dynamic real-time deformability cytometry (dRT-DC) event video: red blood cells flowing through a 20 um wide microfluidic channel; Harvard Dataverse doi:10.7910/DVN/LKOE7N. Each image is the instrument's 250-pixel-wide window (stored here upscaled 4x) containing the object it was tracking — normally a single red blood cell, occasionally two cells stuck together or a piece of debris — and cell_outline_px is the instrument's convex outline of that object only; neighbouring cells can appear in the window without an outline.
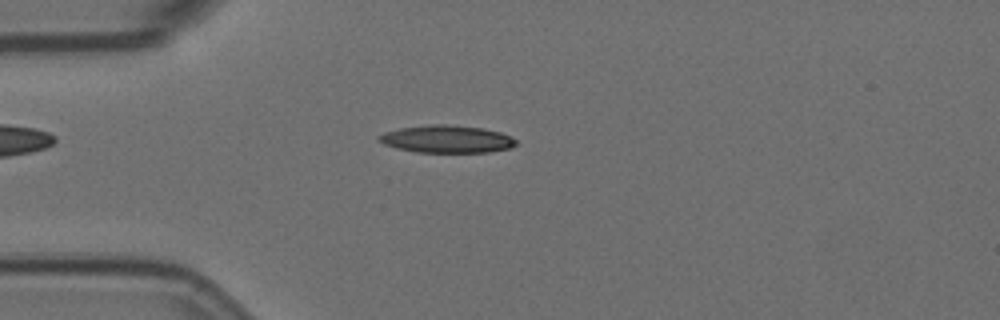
{"species": "Egyptian fruit bat (a non-hibernating species)", "species_latin": "Rousettus aegyptiacus", "temperature_condition": "room temperature", "stored_images_in_passage": 26, "camera_frame_rate_fps": 3000, "um_per_image_px": 0.085, "animal": {"sex": "female"}, "frame": {"image": 1, "passage_image": 8, "time_ms": 2.333, "image_size_px": [1000, 320], "cell_outline_px": [[516, 144], [508, 148], [488, 152], [416, 152], [396, 148], [384, 144], [376, 140], [376, 136], [384, 132], [400, 128], [432, 124], [448, 124], [484, 128], [500, 132], [516, 140]], "centroid_in_image_um": [37.91, 11.81], "position_along_channel_um": 47.1, "area_um2": 21.96}}
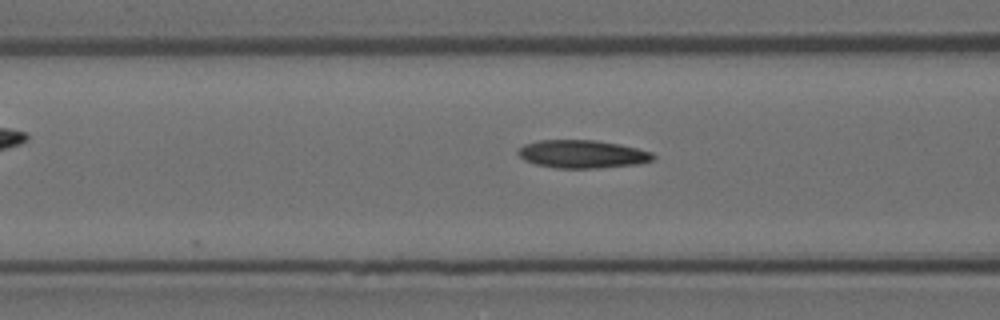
{"frame": {"image": 2, "passage_image": 15, "time_ms": 4.667, "image_size_px": [1000, 320], "cell_outline_px": [[656, 156], [652, 160], [640, 164], [600, 168], [556, 168], [536, 164], [524, 160], [516, 152], [524, 144], [540, 140], [596, 140], [620, 144], [652, 152]], "centroid_in_image_um": [49.52, 13.1], "position_along_channel_um": 117.1, "area_um2": 22.14}}
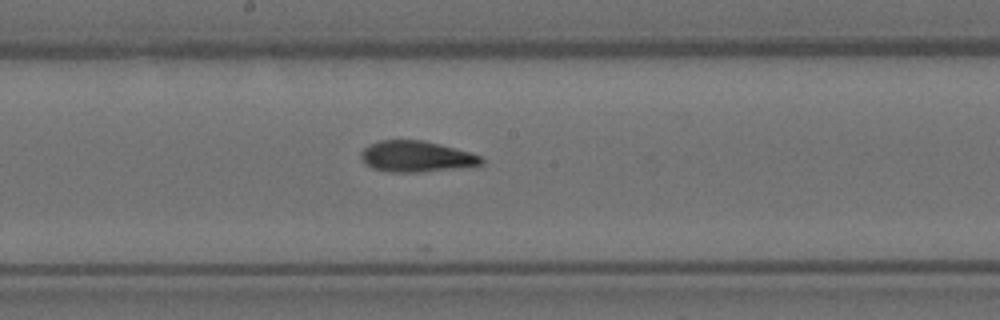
{"frame": {"image": 3, "passage_image": 23, "time_ms": 7.333, "image_size_px": [1000, 320], "cell_outline_px": [[484, 164], [452, 168], [416, 172], [392, 172], [372, 168], [360, 156], [360, 152], [364, 148], [380, 140], [424, 140], [440, 144], [468, 152], [480, 156], [484, 160]], "centroid_in_image_um": [35.37, 13.29], "position_along_channel_um": 212.8, "area_um2": 21.27}}